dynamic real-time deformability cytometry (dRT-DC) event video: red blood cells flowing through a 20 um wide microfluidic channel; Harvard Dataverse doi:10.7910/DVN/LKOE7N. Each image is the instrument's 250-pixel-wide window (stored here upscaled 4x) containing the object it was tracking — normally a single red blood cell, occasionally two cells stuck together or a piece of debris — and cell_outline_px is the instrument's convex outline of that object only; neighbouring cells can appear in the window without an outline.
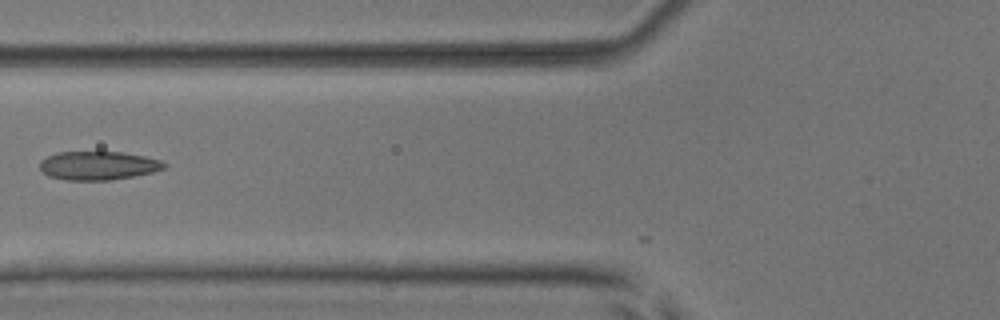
{"species": "common noctule bat (a hibernating species)", "species_latin": "Nyctalus noctula", "temperature_condition": "room temperature", "stored_images_in_passage": 31, "camera_frame_rate_fps": 3000, "um_per_image_px": 0.085, "animal": {"sex": "male", "body_mass_g": 17.9, "forearm_length_mm": 54.2}, "frame": {"image": 1, "passage_image": 4, "time_ms": 1.0, "image_size_px": [1000, 320], "cell_outline_px": [[168, 164], [164, 168], [152, 172], [132, 176], [108, 180], [64, 180], [48, 176], [40, 168], [40, 160], [56, 152], [124, 152], [144, 156], [160, 160]], "centroid_in_image_um": [8.33, 14.07], "position_along_channel_um": 117.5, "area_um2": 20.69}}
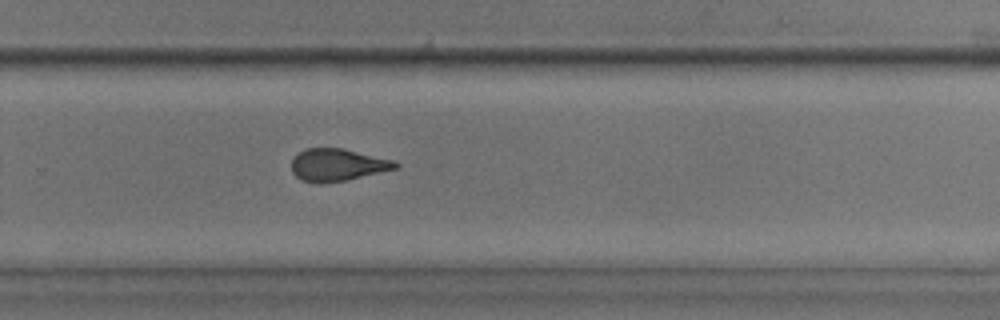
{"frame": {"image": 2, "passage_image": 18, "time_ms": 5.667, "image_size_px": [1000, 320], "cell_outline_px": [[400, 168], [344, 180], [300, 180], [292, 172], [292, 156], [304, 148], [344, 148], [396, 160], [400, 164]], "centroid_in_image_um": [28.74, 13.95], "position_along_channel_um": 301.1, "area_um2": 19.31}}
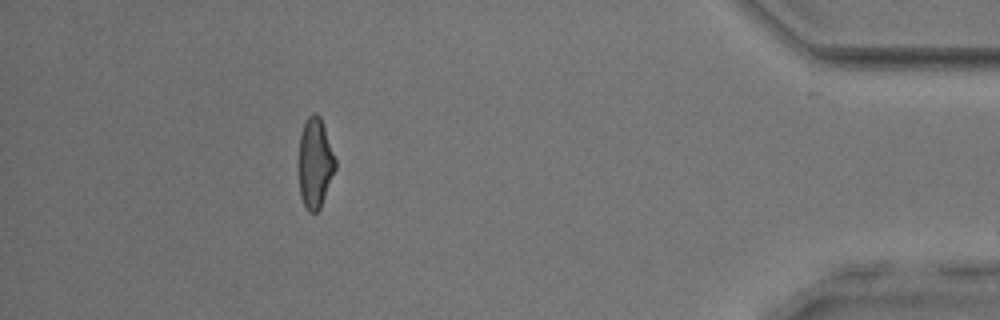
{"frame": {"image": 3, "passage_image": 30, "time_ms": 9.667, "image_size_px": [1000, 320], "cell_outline_px": [[336, 168], [320, 208], [316, 212], [308, 212], [300, 196], [300, 132], [308, 116], [312, 112], [316, 112], [320, 116], [336, 160]], "centroid_in_image_um": [26.79, 13.84], "position_along_channel_um": 408.4, "area_um2": 18.9}}